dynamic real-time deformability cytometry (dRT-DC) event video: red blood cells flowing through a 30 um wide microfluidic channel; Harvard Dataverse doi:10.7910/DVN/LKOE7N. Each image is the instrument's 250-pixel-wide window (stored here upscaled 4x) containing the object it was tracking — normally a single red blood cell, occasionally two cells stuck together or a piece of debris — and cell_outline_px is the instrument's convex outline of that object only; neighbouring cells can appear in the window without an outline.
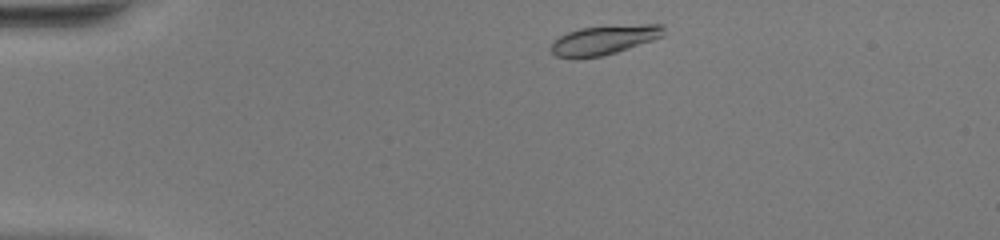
{"species": "common noctule bat (a hibernating species)", "species_latin": "Nyctalus noctula", "temperature_condition": "warm", "stored_images_in_passage": 42, "camera_frame_rate_fps": 3000, "um_per_image_px": 0.085, "animal": {"sex": "female", "body_mass_g": 20.0, "forearm_length_mm": 54.0}, "frame": {"image": 1, "passage_image": 2, "time_ms": 0.333, "image_size_px": [1000, 240], "cell_outline_px": [[664, 36], [616, 52], [600, 56], [576, 60], [556, 56], [552, 52], [552, 40], [568, 32], [580, 28], [644, 24], [664, 24]], "centroid_in_image_um": [51.33, 3.41], "position_along_channel_um": 33.7, "area_um2": 19.25}}
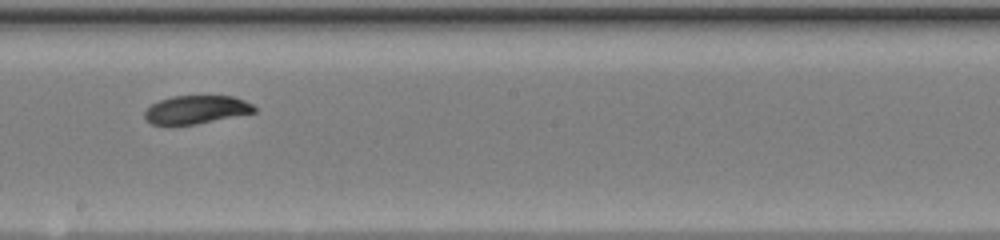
{"frame": {"image": 2, "passage_image": 21, "time_ms": 6.667, "image_size_px": [1000, 240], "cell_outline_px": [[256, 112], [196, 124], [152, 124], [144, 120], [144, 112], [152, 104], [160, 100], [172, 96], [232, 96], [244, 100], [252, 104], [256, 108]], "centroid_in_image_um": [16.67, 9.31], "position_along_channel_um": 231.5, "area_um2": 17.92}}
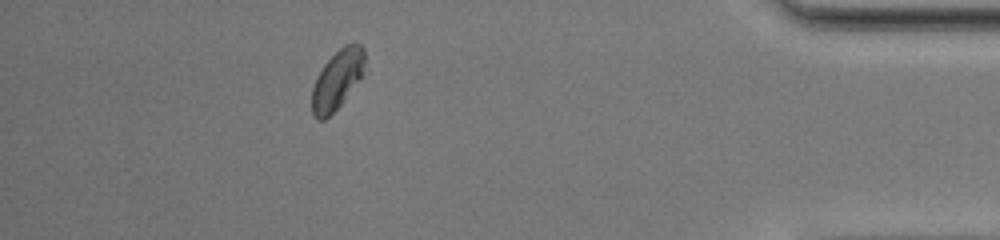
{"frame": {"image": 3, "passage_image": 37, "time_ms": 12.0, "image_size_px": [1000, 240], "cell_outline_px": [[364, 64], [360, 76], [344, 100], [324, 120], [316, 120], [312, 112], [312, 88], [316, 76], [324, 64], [344, 44], [360, 44], [364, 48]], "centroid_in_image_um": [28.62, 6.77], "position_along_channel_um": 406.6, "area_um2": 17.74}, "authors_computed_cell_mechanics": {"area_um2": 18.8139, "velocity_mm_per_s": 4.0956, "shape_relaxation_time_tau1_ms": 2.9044, "shape_relaxation_time_tau2_ms": 1.935, "deformation_change_tau1": 0.1319, "deformation_change_tau2": 0.0388}}